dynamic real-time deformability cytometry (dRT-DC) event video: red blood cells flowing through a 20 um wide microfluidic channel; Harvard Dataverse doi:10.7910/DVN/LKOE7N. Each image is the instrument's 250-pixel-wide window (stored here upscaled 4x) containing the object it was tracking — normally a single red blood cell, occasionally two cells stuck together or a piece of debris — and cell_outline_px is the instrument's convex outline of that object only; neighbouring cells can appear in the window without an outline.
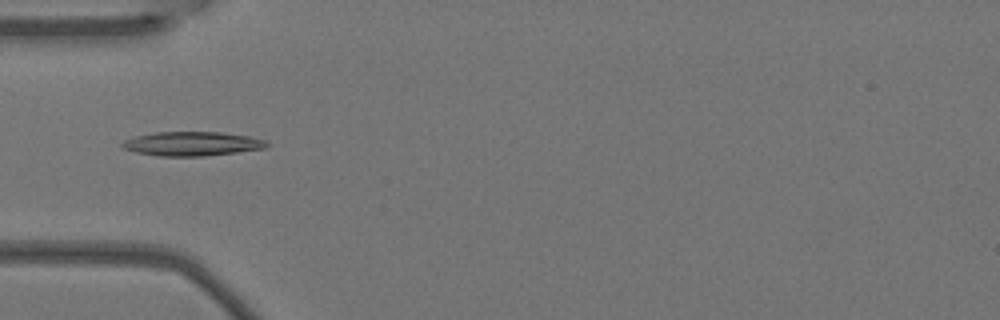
{"species": "Egyptian fruit bat (a non-hibernating species)", "species_latin": "Rousettus aegyptiacus", "temperature_condition": "warm", "stored_images_in_passage": 1, "camera_frame_rate_fps": 3000, "um_per_image_px": 0.085, "animal": {"sex": "female"}, "frame": {"image": 1, "passage_image": 1, "time_ms": 0.0, "image_size_px": [1000, 320], "cell_outline_px": [[268, 144], [264, 148], [236, 152], [204, 156], [160, 156], [136, 152], [124, 148], [120, 144], [124, 140], [136, 136], [156, 132], [220, 132], [248, 136], [264, 140]], "centroid_in_image_um": [16.29, 12.22], "position_along_channel_um": 68.7, "area_um2": 20.06}}